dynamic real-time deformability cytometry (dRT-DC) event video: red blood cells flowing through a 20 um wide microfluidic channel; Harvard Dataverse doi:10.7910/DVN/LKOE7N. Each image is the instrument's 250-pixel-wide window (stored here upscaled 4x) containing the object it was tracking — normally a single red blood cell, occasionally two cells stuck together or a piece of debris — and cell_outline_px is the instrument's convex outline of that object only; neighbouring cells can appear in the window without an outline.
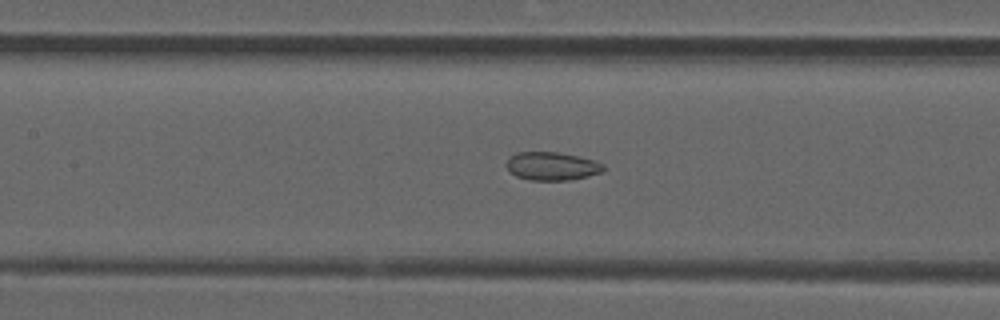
{"species": "common noctule bat (a hibernating species)", "species_latin": "Nyctalus noctula", "temperature_condition": "room temperature", "stored_images_in_passage": 52, "segment_of_instrument_passage": [2, 2], "camera_frame_rate_fps": 3000, "um_per_image_px": 0.085, "animal": {"sex": "male", "forearm_length_mm": 52.5}, "frame": {"image": 1, "passage_image": 24, "time_ms": 7.667, "image_size_px": [1000, 320], "cell_outline_px": [[604, 172], [588, 176], [568, 180], [528, 180], [516, 176], [504, 164], [516, 152], [560, 152], [592, 160], [604, 164]], "centroid_in_image_um": [46.92, 14.12], "position_along_channel_um": 160.5, "area_um2": 15.9}}
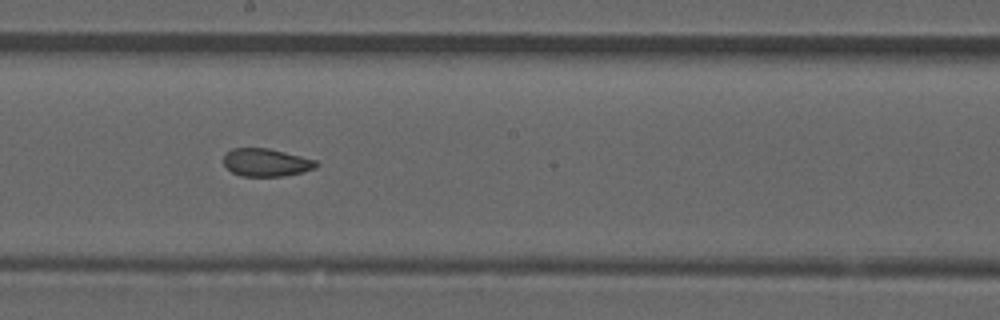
{"frame": {"image": 2, "passage_image": 29, "time_ms": 9.333, "image_size_px": [1000, 320], "cell_outline_px": [[320, 164], [316, 168], [284, 176], [240, 176], [232, 172], [224, 164], [224, 156], [232, 148], [268, 148], [316, 160]], "centroid_in_image_um": [22.63, 13.81], "position_along_channel_um": 225.6, "area_um2": 14.91}}
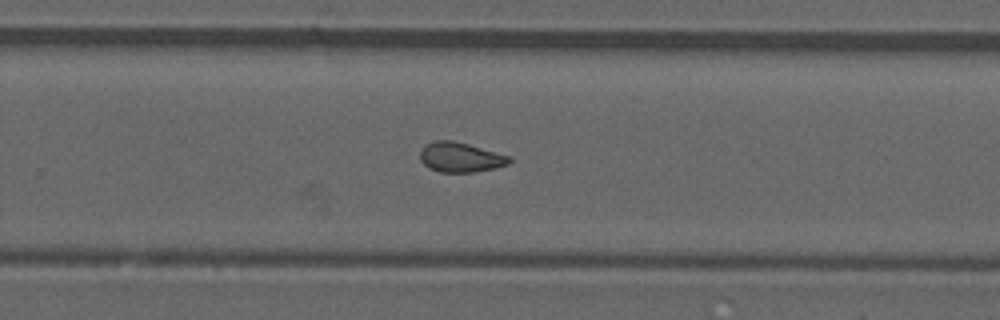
{"frame": {"image": 3, "passage_image": 34, "time_ms": 11.0, "image_size_px": [1000, 320], "cell_outline_px": [[512, 160], [508, 164], [496, 168], [472, 172], [440, 172], [428, 168], [420, 160], [420, 152], [428, 144], [436, 140], [452, 140], [468, 144], [512, 156]], "centroid_in_image_um": [39.17, 13.37], "position_along_channel_um": 290.6, "area_um2": 15.49}}